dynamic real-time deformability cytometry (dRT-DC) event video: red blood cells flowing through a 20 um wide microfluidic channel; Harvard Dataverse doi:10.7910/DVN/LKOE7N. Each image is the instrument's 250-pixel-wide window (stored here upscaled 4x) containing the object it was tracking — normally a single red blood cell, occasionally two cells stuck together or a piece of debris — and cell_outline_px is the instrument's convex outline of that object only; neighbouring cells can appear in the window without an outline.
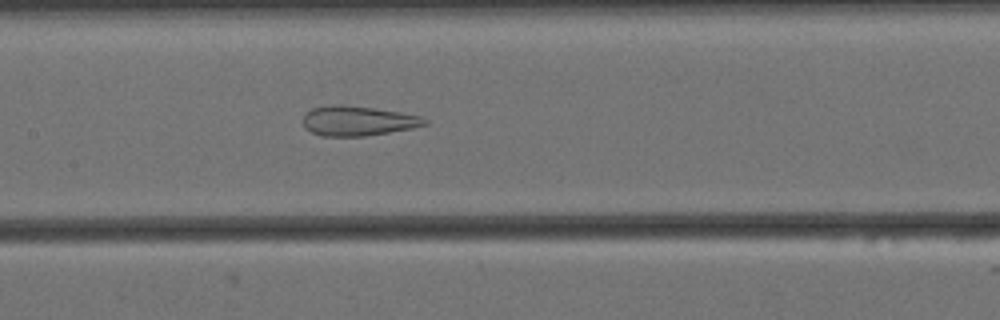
{"species": "Egyptian fruit bat (a non-hibernating species)", "species_latin": "Rousettus aegyptiacus", "temperature_condition": "cold", "stored_images_in_passage": 50, "camera_frame_rate_fps": 3000, "um_per_image_px": 0.085, "animal": {"sex": "female"}, "frame": {"image": 1, "passage_image": 19, "time_ms": 6.0, "image_size_px": [1000, 320], "cell_outline_px": [[428, 124], [412, 128], [364, 136], [320, 136], [304, 128], [300, 120], [304, 112], [312, 108], [328, 104], [340, 104], [376, 108], [400, 112], [420, 116], [428, 120]], "centroid_in_image_um": [30.33, 10.26], "position_along_channel_um": 177.1, "area_um2": 21.5}}
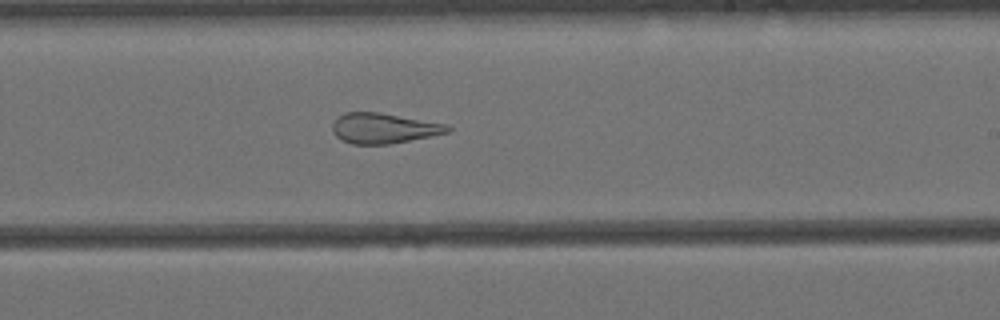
{"frame": {"image": 2, "passage_image": 26, "time_ms": 8.333, "image_size_px": [1000, 320], "cell_outline_px": [[452, 128], [448, 132], [388, 144], [352, 144], [336, 136], [332, 132], [332, 124], [344, 112], [380, 112], [448, 124]], "centroid_in_image_um": [32.6, 10.88], "position_along_channel_um": 256.4, "area_um2": 20.11}}
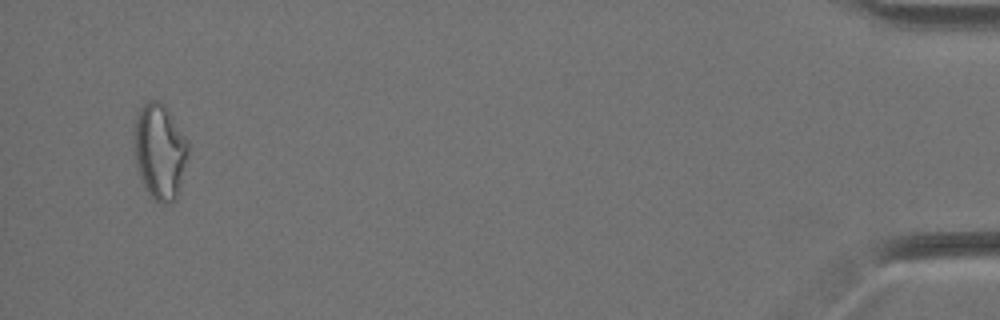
{"frame": {"image": 3, "passage_image": 48, "time_ms": 15.667, "image_size_px": [1000, 320], "cell_outline_px": [[188, 152], [176, 200], [164, 204], [152, 200], [140, 176], [136, 164], [132, 144], [132, 140], [136, 116], [140, 108], [148, 100], [160, 100], [168, 108], [188, 144]], "centroid_in_image_um": [13.54, 12.85], "position_along_channel_um": 421.7, "area_um2": 30.11}, "authors_computed_cell_mechanics": {"area_um2": 24.8829, "velocity_mm_per_s": 3.4294, "shape_relaxation_time_tau1_ms": null, "shape_relaxation_time_tau2_ms": 2.568, "deformation_change_tau1": null, "deformation_change_tau2": 0.1306}}